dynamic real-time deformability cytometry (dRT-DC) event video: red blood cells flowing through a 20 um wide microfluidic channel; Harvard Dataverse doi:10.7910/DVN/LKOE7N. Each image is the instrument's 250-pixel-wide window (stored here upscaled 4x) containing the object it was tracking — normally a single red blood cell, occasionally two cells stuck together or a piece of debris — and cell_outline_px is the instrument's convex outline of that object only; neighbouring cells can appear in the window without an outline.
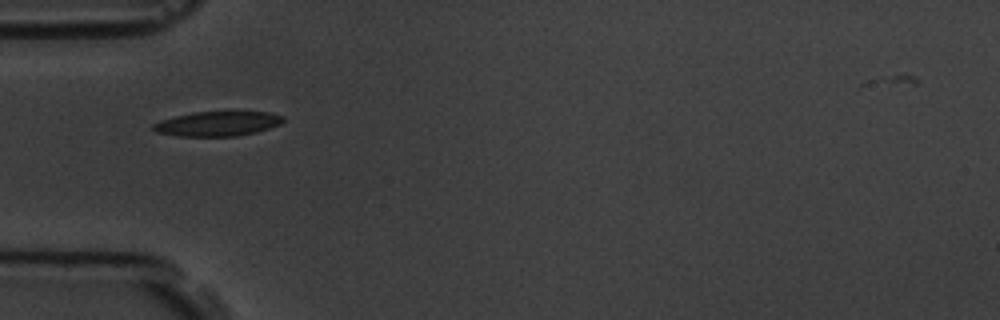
{"species": "common noctule bat (a hibernating species)", "species_latin": "Nyctalus noctula", "temperature_condition": "room temperature", "stored_images_in_passage": 11, "camera_frame_rate_fps": 3000, "um_per_image_px": 0.085, "animal": {"sex": "male", "body_mass_g": 19.5, "forearm_length_mm": 54.6}, "frame": {"image": 1, "passage_image": 1, "time_ms": 0.0, "image_size_px": [1000, 320], "cell_outline_px": [[284, 120], [280, 124], [256, 132], [236, 136], [176, 136], [156, 132], [152, 128], [152, 124], [160, 120], [192, 112], [268, 112], [284, 116]], "centroid_in_image_um": [18.46, 10.52], "position_along_channel_um": 66.5, "area_um2": 18.61}}
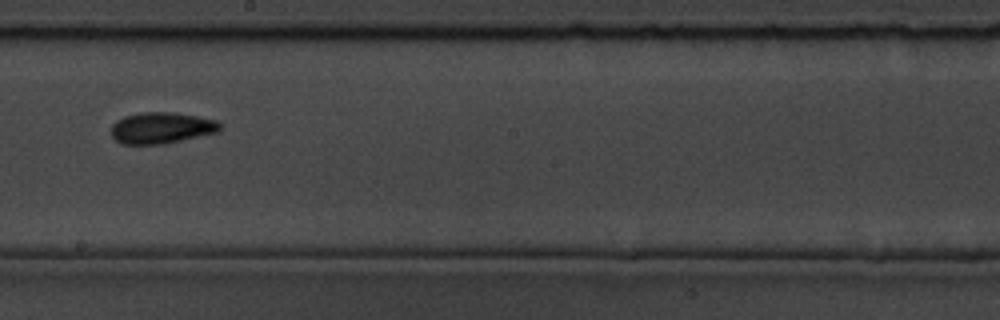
{"frame": {"image": 2, "passage_image": 5, "time_ms": 4.667, "image_size_px": [1000, 320], "cell_outline_px": [[220, 132], [164, 144], [120, 144], [112, 136], [112, 124], [116, 120], [124, 116], [140, 112], [172, 112], [196, 116], [216, 120], [220, 124]], "centroid_in_image_um": [13.72, 10.87], "position_along_channel_um": 234.5, "area_um2": 19.94}}
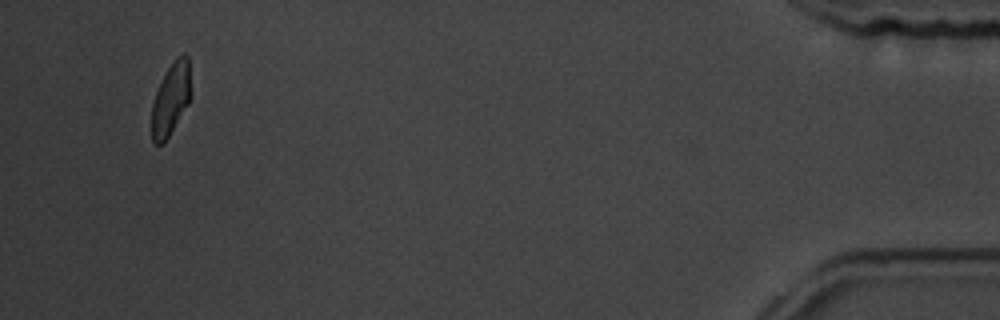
{"frame": {"image": 3, "passage_image": 11, "time_ms": 12.0, "image_size_px": [1000, 320], "cell_outline_px": [[192, 96], [188, 104], [164, 144], [152, 144], [152, 104], [156, 92], [168, 68], [176, 56], [184, 52], [188, 56]], "centroid_in_image_um": [14.55, 8.41], "position_along_channel_um": 420.7, "area_um2": 16.65}, "authors_computed_cell_mechanics": {"area_um2": 18.2648, "velocity_mm_per_s": 3.6169, "shape_relaxation_time_tau1_ms": 2.8074, "shape_relaxation_time_tau2_ms": 3.2603, "deformation_change_tau1": 0.1173, "deformation_change_tau2": 0.0812}}